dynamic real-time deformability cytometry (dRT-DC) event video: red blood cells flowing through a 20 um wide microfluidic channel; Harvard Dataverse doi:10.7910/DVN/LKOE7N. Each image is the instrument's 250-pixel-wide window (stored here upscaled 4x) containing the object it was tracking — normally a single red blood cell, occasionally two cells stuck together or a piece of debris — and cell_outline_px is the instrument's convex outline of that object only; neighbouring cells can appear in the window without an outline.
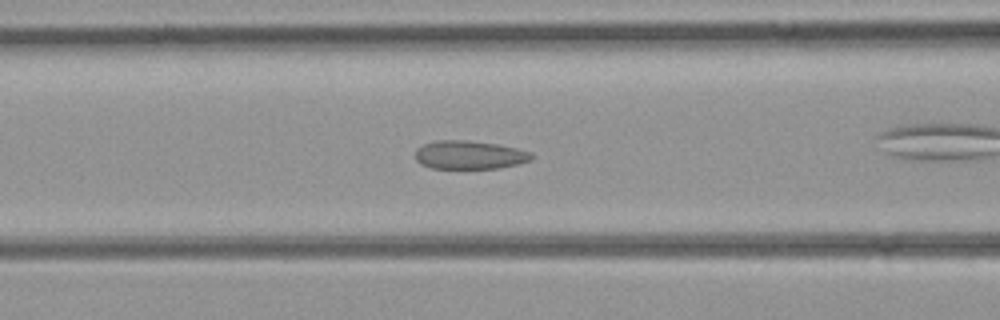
{"species": "common noctule bat (a hibernating species)", "species_latin": "Nyctalus noctula", "temperature_condition": "room temperature", "stored_images_in_passage": 39, "camera_frame_rate_fps": 3000, "um_per_image_px": 0.085, "animal": {"sex": "female", "body_mass_g": 21.9}, "frame": {"image": 1, "passage_image": 12, "time_ms": 3.667, "image_size_px": [1000, 320], "cell_outline_px": [[532, 160], [500, 168], [432, 168], [420, 164], [416, 160], [416, 148], [424, 144], [436, 140], [468, 140], [496, 144], [516, 148], [532, 152]], "centroid_in_image_um": [39.89, 13.16], "position_along_channel_um": 126.7, "area_um2": 19.25}}
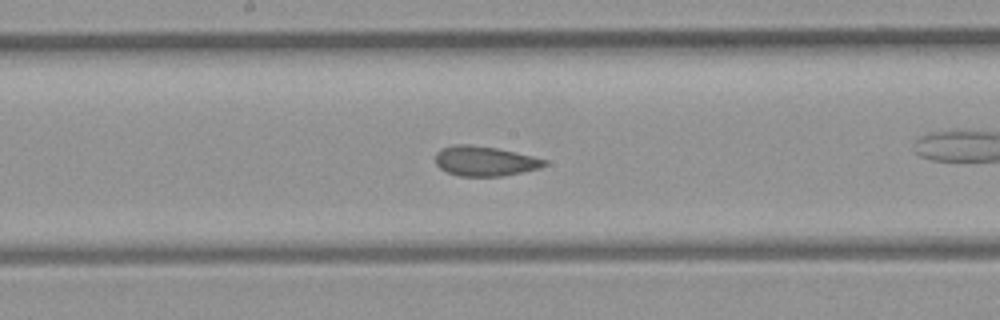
{"frame": {"image": 2, "passage_image": 17, "time_ms": 5.333, "image_size_px": [1000, 320], "cell_outline_px": [[548, 164], [540, 168], [504, 176], [460, 176], [448, 172], [440, 168], [436, 164], [436, 152], [440, 148], [452, 144], [468, 144], [496, 148], [532, 156], [548, 160]], "centroid_in_image_um": [41.2, 13.69], "position_along_channel_um": 207.0, "area_um2": 19.02}}